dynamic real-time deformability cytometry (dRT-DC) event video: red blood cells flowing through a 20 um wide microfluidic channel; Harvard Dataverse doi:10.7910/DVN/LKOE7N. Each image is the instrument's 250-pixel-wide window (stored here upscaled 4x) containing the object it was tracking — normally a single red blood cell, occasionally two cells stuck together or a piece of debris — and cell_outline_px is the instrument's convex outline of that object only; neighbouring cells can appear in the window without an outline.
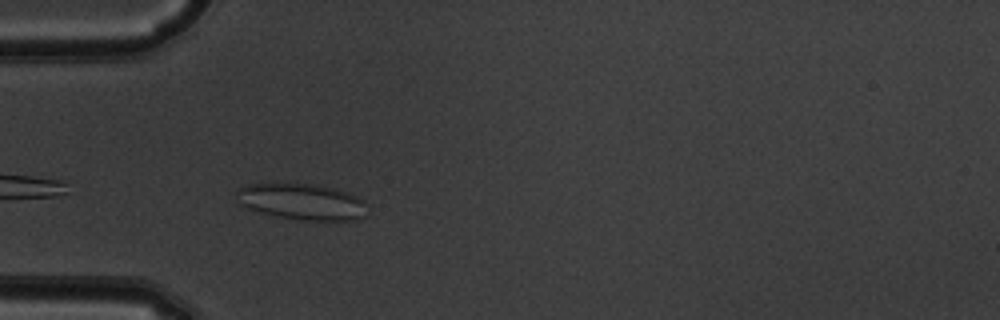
{"species": "common noctule bat (a hibernating species)", "species_latin": "Nyctalus noctula", "temperature_condition": "warm", "stored_images_in_passage": 37, "camera_frame_rate_fps": 3000, "um_per_image_px": 0.085, "animal": {"sex": "male", "body_mass_g": 19.5, "forearm_length_mm": 54.6}, "frame": {"image": 1, "passage_image": 2, "time_ms": 0.333, "image_size_px": [1000, 320], "cell_outline_px": [[368, 216], [352, 220], [304, 220], [280, 216], [260, 212], [244, 208], [236, 192], [240, 188], [248, 184], [308, 184], [332, 188], [356, 196], [364, 200]], "centroid_in_image_um": [25.69, 17.16], "position_along_channel_um": 59.3, "area_um2": 27.05}}
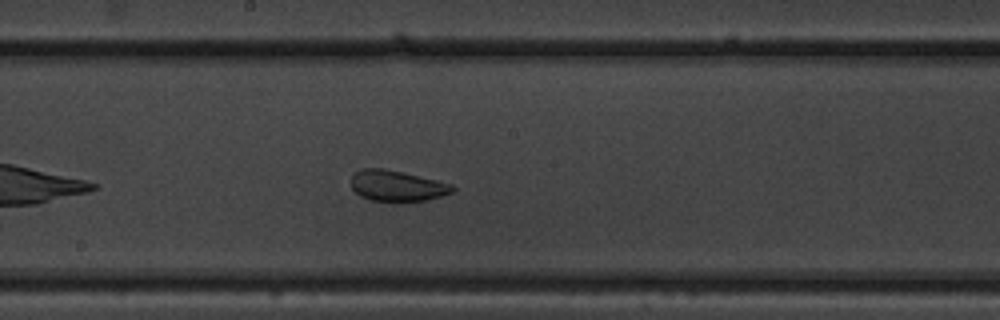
{"frame": {"image": 2, "passage_image": 14, "time_ms": 4.333, "image_size_px": [1000, 320], "cell_outline_px": [[456, 188], [452, 192], [440, 196], [424, 200], [396, 204], [392, 204], [368, 200], [360, 196], [352, 188], [352, 172], [360, 168], [384, 168], [436, 180], [452, 184]], "centroid_in_image_um": [33.69, 15.83], "position_along_channel_um": 214.5, "area_um2": 18.79}}
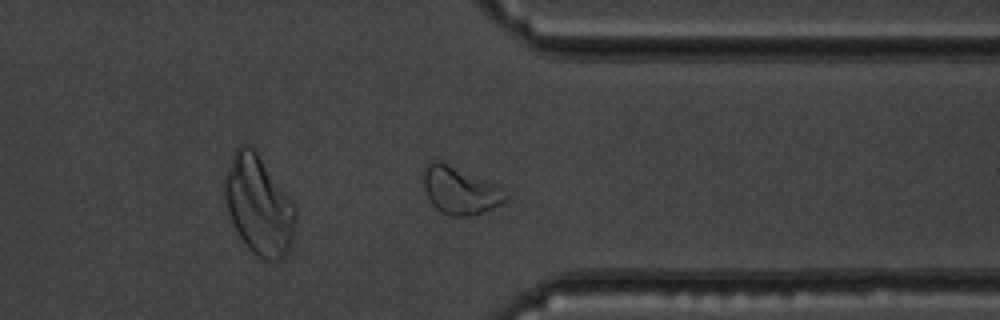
{"frame": {"image": 3, "passage_image": 26, "time_ms": 8.333, "image_size_px": [1000, 320], "cell_outline_px": [[508, 196], [500, 204], [492, 208], [472, 216], [452, 216], [440, 212], [432, 204], [424, 188], [424, 168], [432, 160], [440, 160], [504, 188]], "centroid_in_image_um": [39.09, 16.19], "position_along_channel_um": 372.3, "area_um2": 22.48}, "authors_computed_cell_mechanics": {"area_um2": 19.2474, "velocity_mm_per_s": 3.9822, "shape_relaxation_time_tau1_ms": null, "shape_relaxation_time_tau2_ms": 0.94, "deformation_change_tau1": null, "deformation_change_tau2": 0.0602}}